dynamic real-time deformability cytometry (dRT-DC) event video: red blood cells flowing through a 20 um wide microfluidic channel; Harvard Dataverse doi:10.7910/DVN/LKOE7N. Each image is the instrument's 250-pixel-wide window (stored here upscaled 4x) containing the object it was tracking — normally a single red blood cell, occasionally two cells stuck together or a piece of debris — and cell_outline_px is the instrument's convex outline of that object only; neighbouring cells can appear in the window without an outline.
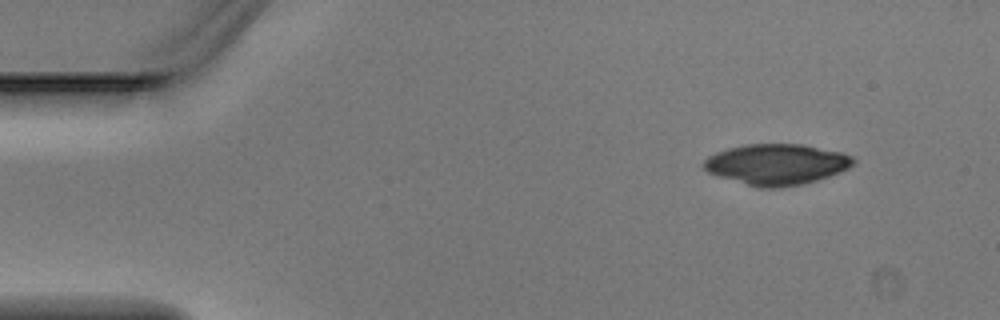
{"species": "Egyptian fruit bat (a non-hibernating species)", "species_latin": "Rousettus aegyptiacus", "temperature_condition": "warm", "stored_images_in_passage": 3, "camera_frame_rate_fps": 3000, "um_per_image_px": 0.085, "animal": {"sex": "male"}, "frame": {"image": 1, "passage_image": 1, "time_ms": 0.0, "image_size_px": [1000, 320], "cell_outline_px": [[856, 160], [848, 168], [840, 172], [804, 184], [780, 188], [760, 188], [716, 176], [708, 172], [704, 168], [704, 160], [708, 156], [716, 152], [728, 148], [744, 144], [800, 144], [840, 152], [852, 156]], "centroid_in_image_um": [65.98, 13.97], "position_along_channel_um": 19.0, "area_um2": 35.55}}